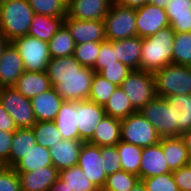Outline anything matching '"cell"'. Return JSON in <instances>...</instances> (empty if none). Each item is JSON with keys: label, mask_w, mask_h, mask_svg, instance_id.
<instances>
[{"label": "cell", "mask_w": 191, "mask_h": 191, "mask_svg": "<svg viewBox=\"0 0 191 191\" xmlns=\"http://www.w3.org/2000/svg\"><path fill=\"white\" fill-rule=\"evenodd\" d=\"M175 32L171 26L160 29L156 34L142 38L140 70L155 73L172 63Z\"/></svg>", "instance_id": "obj_1"}, {"label": "cell", "mask_w": 191, "mask_h": 191, "mask_svg": "<svg viewBox=\"0 0 191 191\" xmlns=\"http://www.w3.org/2000/svg\"><path fill=\"white\" fill-rule=\"evenodd\" d=\"M34 11L27 0H10L0 5V31L9 42L28 35Z\"/></svg>", "instance_id": "obj_2"}, {"label": "cell", "mask_w": 191, "mask_h": 191, "mask_svg": "<svg viewBox=\"0 0 191 191\" xmlns=\"http://www.w3.org/2000/svg\"><path fill=\"white\" fill-rule=\"evenodd\" d=\"M153 75L156 96L191 95V66L171 63Z\"/></svg>", "instance_id": "obj_3"}, {"label": "cell", "mask_w": 191, "mask_h": 191, "mask_svg": "<svg viewBox=\"0 0 191 191\" xmlns=\"http://www.w3.org/2000/svg\"><path fill=\"white\" fill-rule=\"evenodd\" d=\"M104 24L108 41L137 36L136 9L121 6L114 1L104 18Z\"/></svg>", "instance_id": "obj_4"}, {"label": "cell", "mask_w": 191, "mask_h": 191, "mask_svg": "<svg viewBox=\"0 0 191 191\" xmlns=\"http://www.w3.org/2000/svg\"><path fill=\"white\" fill-rule=\"evenodd\" d=\"M22 58L24 70L29 72H46L51 59L48 42L25 35L11 42Z\"/></svg>", "instance_id": "obj_5"}, {"label": "cell", "mask_w": 191, "mask_h": 191, "mask_svg": "<svg viewBox=\"0 0 191 191\" xmlns=\"http://www.w3.org/2000/svg\"><path fill=\"white\" fill-rule=\"evenodd\" d=\"M120 87L136 111L156 97L154 75L144 70H132Z\"/></svg>", "instance_id": "obj_6"}, {"label": "cell", "mask_w": 191, "mask_h": 191, "mask_svg": "<svg viewBox=\"0 0 191 191\" xmlns=\"http://www.w3.org/2000/svg\"><path fill=\"white\" fill-rule=\"evenodd\" d=\"M121 140L144 148L159 143L161 137L154 126L136 111L121 120Z\"/></svg>", "instance_id": "obj_7"}, {"label": "cell", "mask_w": 191, "mask_h": 191, "mask_svg": "<svg viewBox=\"0 0 191 191\" xmlns=\"http://www.w3.org/2000/svg\"><path fill=\"white\" fill-rule=\"evenodd\" d=\"M0 104L12 117L17 128H32L37 122L31 100L24 97L13 86L0 87Z\"/></svg>", "instance_id": "obj_8"}, {"label": "cell", "mask_w": 191, "mask_h": 191, "mask_svg": "<svg viewBox=\"0 0 191 191\" xmlns=\"http://www.w3.org/2000/svg\"><path fill=\"white\" fill-rule=\"evenodd\" d=\"M156 129L161 138L178 136L173 124L172 108L165 97L156 96L139 111Z\"/></svg>", "instance_id": "obj_9"}, {"label": "cell", "mask_w": 191, "mask_h": 191, "mask_svg": "<svg viewBox=\"0 0 191 191\" xmlns=\"http://www.w3.org/2000/svg\"><path fill=\"white\" fill-rule=\"evenodd\" d=\"M95 71L83 67L76 75L65 76L54 88L64 101L88 100Z\"/></svg>", "instance_id": "obj_10"}, {"label": "cell", "mask_w": 191, "mask_h": 191, "mask_svg": "<svg viewBox=\"0 0 191 191\" xmlns=\"http://www.w3.org/2000/svg\"><path fill=\"white\" fill-rule=\"evenodd\" d=\"M170 26L166 10L152 4L136 8L137 36L145 38Z\"/></svg>", "instance_id": "obj_11"}, {"label": "cell", "mask_w": 191, "mask_h": 191, "mask_svg": "<svg viewBox=\"0 0 191 191\" xmlns=\"http://www.w3.org/2000/svg\"><path fill=\"white\" fill-rule=\"evenodd\" d=\"M84 175L100 190L105 185L107 175L101 162V147L84 142L77 164Z\"/></svg>", "instance_id": "obj_12"}, {"label": "cell", "mask_w": 191, "mask_h": 191, "mask_svg": "<svg viewBox=\"0 0 191 191\" xmlns=\"http://www.w3.org/2000/svg\"><path fill=\"white\" fill-rule=\"evenodd\" d=\"M64 25L68 28L76 45L107 40L104 20H78L67 14Z\"/></svg>", "instance_id": "obj_13"}, {"label": "cell", "mask_w": 191, "mask_h": 191, "mask_svg": "<svg viewBox=\"0 0 191 191\" xmlns=\"http://www.w3.org/2000/svg\"><path fill=\"white\" fill-rule=\"evenodd\" d=\"M76 113L79 140L87 142L93 136L96 126L106 115L104 107L89 100L76 101Z\"/></svg>", "instance_id": "obj_14"}, {"label": "cell", "mask_w": 191, "mask_h": 191, "mask_svg": "<svg viewBox=\"0 0 191 191\" xmlns=\"http://www.w3.org/2000/svg\"><path fill=\"white\" fill-rule=\"evenodd\" d=\"M24 71L22 58L10 42L0 56V87L14 86Z\"/></svg>", "instance_id": "obj_15"}, {"label": "cell", "mask_w": 191, "mask_h": 191, "mask_svg": "<svg viewBox=\"0 0 191 191\" xmlns=\"http://www.w3.org/2000/svg\"><path fill=\"white\" fill-rule=\"evenodd\" d=\"M172 172L167 163L161 146L159 143L144 147L140 161L139 178H149Z\"/></svg>", "instance_id": "obj_16"}, {"label": "cell", "mask_w": 191, "mask_h": 191, "mask_svg": "<svg viewBox=\"0 0 191 191\" xmlns=\"http://www.w3.org/2000/svg\"><path fill=\"white\" fill-rule=\"evenodd\" d=\"M17 173L21 191H48L59 178V171L54 166Z\"/></svg>", "instance_id": "obj_17"}, {"label": "cell", "mask_w": 191, "mask_h": 191, "mask_svg": "<svg viewBox=\"0 0 191 191\" xmlns=\"http://www.w3.org/2000/svg\"><path fill=\"white\" fill-rule=\"evenodd\" d=\"M83 140L62 139L49 148L53 166L58 170L73 167L78 164Z\"/></svg>", "instance_id": "obj_18"}, {"label": "cell", "mask_w": 191, "mask_h": 191, "mask_svg": "<svg viewBox=\"0 0 191 191\" xmlns=\"http://www.w3.org/2000/svg\"><path fill=\"white\" fill-rule=\"evenodd\" d=\"M113 0H73L67 14L78 20H104Z\"/></svg>", "instance_id": "obj_19"}, {"label": "cell", "mask_w": 191, "mask_h": 191, "mask_svg": "<svg viewBox=\"0 0 191 191\" xmlns=\"http://www.w3.org/2000/svg\"><path fill=\"white\" fill-rule=\"evenodd\" d=\"M63 102L54 87L32 98L31 104L36 121H54Z\"/></svg>", "instance_id": "obj_20"}, {"label": "cell", "mask_w": 191, "mask_h": 191, "mask_svg": "<svg viewBox=\"0 0 191 191\" xmlns=\"http://www.w3.org/2000/svg\"><path fill=\"white\" fill-rule=\"evenodd\" d=\"M121 140V120L105 115L96 126L93 136L87 141L89 144L115 146Z\"/></svg>", "instance_id": "obj_21"}, {"label": "cell", "mask_w": 191, "mask_h": 191, "mask_svg": "<svg viewBox=\"0 0 191 191\" xmlns=\"http://www.w3.org/2000/svg\"><path fill=\"white\" fill-rule=\"evenodd\" d=\"M13 87L30 100L52 88L46 72L29 71H24Z\"/></svg>", "instance_id": "obj_22"}, {"label": "cell", "mask_w": 191, "mask_h": 191, "mask_svg": "<svg viewBox=\"0 0 191 191\" xmlns=\"http://www.w3.org/2000/svg\"><path fill=\"white\" fill-rule=\"evenodd\" d=\"M165 10L175 33L191 32V0H170Z\"/></svg>", "instance_id": "obj_23"}, {"label": "cell", "mask_w": 191, "mask_h": 191, "mask_svg": "<svg viewBox=\"0 0 191 191\" xmlns=\"http://www.w3.org/2000/svg\"><path fill=\"white\" fill-rule=\"evenodd\" d=\"M117 60L125 64L131 70H140V57L142 50V38L134 36L127 39L114 41Z\"/></svg>", "instance_id": "obj_24"}, {"label": "cell", "mask_w": 191, "mask_h": 191, "mask_svg": "<svg viewBox=\"0 0 191 191\" xmlns=\"http://www.w3.org/2000/svg\"><path fill=\"white\" fill-rule=\"evenodd\" d=\"M161 146L171 171L187 166L189 153L181 136L161 138Z\"/></svg>", "instance_id": "obj_25"}, {"label": "cell", "mask_w": 191, "mask_h": 191, "mask_svg": "<svg viewBox=\"0 0 191 191\" xmlns=\"http://www.w3.org/2000/svg\"><path fill=\"white\" fill-rule=\"evenodd\" d=\"M54 122L63 139L79 140L76 101H64Z\"/></svg>", "instance_id": "obj_26"}, {"label": "cell", "mask_w": 191, "mask_h": 191, "mask_svg": "<svg viewBox=\"0 0 191 191\" xmlns=\"http://www.w3.org/2000/svg\"><path fill=\"white\" fill-rule=\"evenodd\" d=\"M166 99L172 108L173 124L181 136L191 129V95H173Z\"/></svg>", "instance_id": "obj_27"}, {"label": "cell", "mask_w": 191, "mask_h": 191, "mask_svg": "<svg viewBox=\"0 0 191 191\" xmlns=\"http://www.w3.org/2000/svg\"><path fill=\"white\" fill-rule=\"evenodd\" d=\"M83 68L74 55L51 58L46 69V74L51 86L55 87L65 76L76 75Z\"/></svg>", "instance_id": "obj_28"}, {"label": "cell", "mask_w": 191, "mask_h": 191, "mask_svg": "<svg viewBox=\"0 0 191 191\" xmlns=\"http://www.w3.org/2000/svg\"><path fill=\"white\" fill-rule=\"evenodd\" d=\"M65 17L34 14L28 35L49 42L64 24Z\"/></svg>", "instance_id": "obj_29"}, {"label": "cell", "mask_w": 191, "mask_h": 191, "mask_svg": "<svg viewBox=\"0 0 191 191\" xmlns=\"http://www.w3.org/2000/svg\"><path fill=\"white\" fill-rule=\"evenodd\" d=\"M32 128H18L14 132L10 150V168H13L36 145Z\"/></svg>", "instance_id": "obj_30"}, {"label": "cell", "mask_w": 191, "mask_h": 191, "mask_svg": "<svg viewBox=\"0 0 191 191\" xmlns=\"http://www.w3.org/2000/svg\"><path fill=\"white\" fill-rule=\"evenodd\" d=\"M45 166H53L49 149L40 144L36 145L21 159L13 169L16 172H28L38 170Z\"/></svg>", "instance_id": "obj_31"}, {"label": "cell", "mask_w": 191, "mask_h": 191, "mask_svg": "<svg viewBox=\"0 0 191 191\" xmlns=\"http://www.w3.org/2000/svg\"><path fill=\"white\" fill-rule=\"evenodd\" d=\"M122 170L139 176L143 148L120 140L116 144Z\"/></svg>", "instance_id": "obj_32"}, {"label": "cell", "mask_w": 191, "mask_h": 191, "mask_svg": "<svg viewBox=\"0 0 191 191\" xmlns=\"http://www.w3.org/2000/svg\"><path fill=\"white\" fill-rule=\"evenodd\" d=\"M59 178L65 182L70 191H101L76 165L59 171Z\"/></svg>", "instance_id": "obj_33"}, {"label": "cell", "mask_w": 191, "mask_h": 191, "mask_svg": "<svg viewBox=\"0 0 191 191\" xmlns=\"http://www.w3.org/2000/svg\"><path fill=\"white\" fill-rule=\"evenodd\" d=\"M75 46V41L64 24L48 42L51 58H61L74 55Z\"/></svg>", "instance_id": "obj_34"}, {"label": "cell", "mask_w": 191, "mask_h": 191, "mask_svg": "<svg viewBox=\"0 0 191 191\" xmlns=\"http://www.w3.org/2000/svg\"><path fill=\"white\" fill-rule=\"evenodd\" d=\"M104 110L106 115L120 120L136 112L121 87H117L114 90L112 96L104 106Z\"/></svg>", "instance_id": "obj_35"}, {"label": "cell", "mask_w": 191, "mask_h": 191, "mask_svg": "<svg viewBox=\"0 0 191 191\" xmlns=\"http://www.w3.org/2000/svg\"><path fill=\"white\" fill-rule=\"evenodd\" d=\"M32 130L37 143L47 149L63 139L54 121L36 122Z\"/></svg>", "instance_id": "obj_36"}, {"label": "cell", "mask_w": 191, "mask_h": 191, "mask_svg": "<svg viewBox=\"0 0 191 191\" xmlns=\"http://www.w3.org/2000/svg\"><path fill=\"white\" fill-rule=\"evenodd\" d=\"M172 63L191 66V32L175 33Z\"/></svg>", "instance_id": "obj_37"}, {"label": "cell", "mask_w": 191, "mask_h": 191, "mask_svg": "<svg viewBox=\"0 0 191 191\" xmlns=\"http://www.w3.org/2000/svg\"><path fill=\"white\" fill-rule=\"evenodd\" d=\"M116 88L117 86L95 72L88 100L104 107Z\"/></svg>", "instance_id": "obj_38"}, {"label": "cell", "mask_w": 191, "mask_h": 191, "mask_svg": "<svg viewBox=\"0 0 191 191\" xmlns=\"http://www.w3.org/2000/svg\"><path fill=\"white\" fill-rule=\"evenodd\" d=\"M139 176L124 170L107 175L101 191H129L138 181Z\"/></svg>", "instance_id": "obj_39"}, {"label": "cell", "mask_w": 191, "mask_h": 191, "mask_svg": "<svg viewBox=\"0 0 191 191\" xmlns=\"http://www.w3.org/2000/svg\"><path fill=\"white\" fill-rule=\"evenodd\" d=\"M101 42H86L75 46L74 56L83 67L94 68Z\"/></svg>", "instance_id": "obj_40"}, {"label": "cell", "mask_w": 191, "mask_h": 191, "mask_svg": "<svg viewBox=\"0 0 191 191\" xmlns=\"http://www.w3.org/2000/svg\"><path fill=\"white\" fill-rule=\"evenodd\" d=\"M34 14L50 17H66L67 9L59 0H27Z\"/></svg>", "instance_id": "obj_41"}, {"label": "cell", "mask_w": 191, "mask_h": 191, "mask_svg": "<svg viewBox=\"0 0 191 191\" xmlns=\"http://www.w3.org/2000/svg\"><path fill=\"white\" fill-rule=\"evenodd\" d=\"M147 191H179L172 172L141 179Z\"/></svg>", "instance_id": "obj_42"}, {"label": "cell", "mask_w": 191, "mask_h": 191, "mask_svg": "<svg viewBox=\"0 0 191 191\" xmlns=\"http://www.w3.org/2000/svg\"><path fill=\"white\" fill-rule=\"evenodd\" d=\"M131 71L125 64L118 61V64L106 65L98 74L115 86L120 87Z\"/></svg>", "instance_id": "obj_43"}, {"label": "cell", "mask_w": 191, "mask_h": 191, "mask_svg": "<svg viewBox=\"0 0 191 191\" xmlns=\"http://www.w3.org/2000/svg\"><path fill=\"white\" fill-rule=\"evenodd\" d=\"M101 162L106 175L122 170L116 145L101 147Z\"/></svg>", "instance_id": "obj_44"}, {"label": "cell", "mask_w": 191, "mask_h": 191, "mask_svg": "<svg viewBox=\"0 0 191 191\" xmlns=\"http://www.w3.org/2000/svg\"><path fill=\"white\" fill-rule=\"evenodd\" d=\"M111 64H118L116 49H114V41L105 40L101 42L99 56L93 70L98 73L101 69L105 68L106 65Z\"/></svg>", "instance_id": "obj_45"}, {"label": "cell", "mask_w": 191, "mask_h": 191, "mask_svg": "<svg viewBox=\"0 0 191 191\" xmlns=\"http://www.w3.org/2000/svg\"><path fill=\"white\" fill-rule=\"evenodd\" d=\"M0 191H21L18 173L10 167L0 172Z\"/></svg>", "instance_id": "obj_46"}, {"label": "cell", "mask_w": 191, "mask_h": 191, "mask_svg": "<svg viewBox=\"0 0 191 191\" xmlns=\"http://www.w3.org/2000/svg\"><path fill=\"white\" fill-rule=\"evenodd\" d=\"M14 132L0 130V160L10 167V150Z\"/></svg>", "instance_id": "obj_47"}, {"label": "cell", "mask_w": 191, "mask_h": 191, "mask_svg": "<svg viewBox=\"0 0 191 191\" xmlns=\"http://www.w3.org/2000/svg\"><path fill=\"white\" fill-rule=\"evenodd\" d=\"M172 174L179 191H191V168L184 166L172 171Z\"/></svg>", "instance_id": "obj_48"}, {"label": "cell", "mask_w": 191, "mask_h": 191, "mask_svg": "<svg viewBox=\"0 0 191 191\" xmlns=\"http://www.w3.org/2000/svg\"><path fill=\"white\" fill-rule=\"evenodd\" d=\"M12 117L7 113L4 107L0 104V130L15 132L17 130Z\"/></svg>", "instance_id": "obj_49"}, {"label": "cell", "mask_w": 191, "mask_h": 191, "mask_svg": "<svg viewBox=\"0 0 191 191\" xmlns=\"http://www.w3.org/2000/svg\"><path fill=\"white\" fill-rule=\"evenodd\" d=\"M115 2L124 7L136 9L149 3V0H116Z\"/></svg>", "instance_id": "obj_50"}, {"label": "cell", "mask_w": 191, "mask_h": 191, "mask_svg": "<svg viewBox=\"0 0 191 191\" xmlns=\"http://www.w3.org/2000/svg\"><path fill=\"white\" fill-rule=\"evenodd\" d=\"M48 191H70V189L65 186V182L58 178L56 183Z\"/></svg>", "instance_id": "obj_51"}, {"label": "cell", "mask_w": 191, "mask_h": 191, "mask_svg": "<svg viewBox=\"0 0 191 191\" xmlns=\"http://www.w3.org/2000/svg\"><path fill=\"white\" fill-rule=\"evenodd\" d=\"M188 150V153L191 154V129L181 135Z\"/></svg>", "instance_id": "obj_52"}, {"label": "cell", "mask_w": 191, "mask_h": 191, "mask_svg": "<svg viewBox=\"0 0 191 191\" xmlns=\"http://www.w3.org/2000/svg\"><path fill=\"white\" fill-rule=\"evenodd\" d=\"M170 0H149V4L165 9Z\"/></svg>", "instance_id": "obj_53"}, {"label": "cell", "mask_w": 191, "mask_h": 191, "mask_svg": "<svg viewBox=\"0 0 191 191\" xmlns=\"http://www.w3.org/2000/svg\"><path fill=\"white\" fill-rule=\"evenodd\" d=\"M10 42L7 40L6 36L0 31V56L3 52V49L9 44Z\"/></svg>", "instance_id": "obj_54"}, {"label": "cell", "mask_w": 191, "mask_h": 191, "mask_svg": "<svg viewBox=\"0 0 191 191\" xmlns=\"http://www.w3.org/2000/svg\"><path fill=\"white\" fill-rule=\"evenodd\" d=\"M129 191H147L145 184L139 180Z\"/></svg>", "instance_id": "obj_55"}, {"label": "cell", "mask_w": 191, "mask_h": 191, "mask_svg": "<svg viewBox=\"0 0 191 191\" xmlns=\"http://www.w3.org/2000/svg\"><path fill=\"white\" fill-rule=\"evenodd\" d=\"M59 1L62 3V5L66 9H68L71 6L72 2H73V0H59Z\"/></svg>", "instance_id": "obj_56"}, {"label": "cell", "mask_w": 191, "mask_h": 191, "mask_svg": "<svg viewBox=\"0 0 191 191\" xmlns=\"http://www.w3.org/2000/svg\"><path fill=\"white\" fill-rule=\"evenodd\" d=\"M6 167V164L0 160V172Z\"/></svg>", "instance_id": "obj_57"}, {"label": "cell", "mask_w": 191, "mask_h": 191, "mask_svg": "<svg viewBox=\"0 0 191 191\" xmlns=\"http://www.w3.org/2000/svg\"><path fill=\"white\" fill-rule=\"evenodd\" d=\"M187 166L191 168V154H189Z\"/></svg>", "instance_id": "obj_58"}, {"label": "cell", "mask_w": 191, "mask_h": 191, "mask_svg": "<svg viewBox=\"0 0 191 191\" xmlns=\"http://www.w3.org/2000/svg\"><path fill=\"white\" fill-rule=\"evenodd\" d=\"M10 0H0V5L5 3V2H9Z\"/></svg>", "instance_id": "obj_59"}]
</instances>
